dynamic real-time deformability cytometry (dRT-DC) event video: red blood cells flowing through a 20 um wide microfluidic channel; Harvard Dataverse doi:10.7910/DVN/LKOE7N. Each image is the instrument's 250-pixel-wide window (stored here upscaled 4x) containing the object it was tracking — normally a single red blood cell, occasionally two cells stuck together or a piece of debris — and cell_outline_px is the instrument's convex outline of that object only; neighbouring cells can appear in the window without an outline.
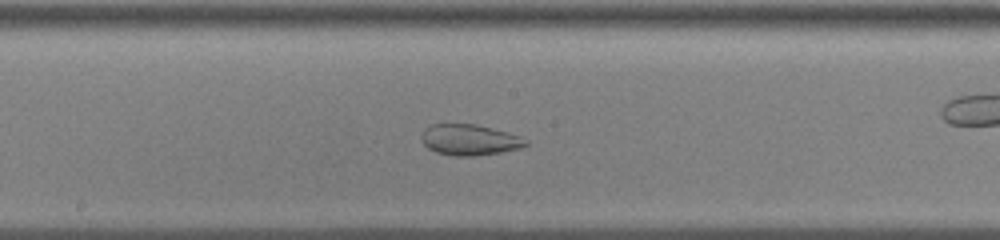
{"species": "common noctule bat (a hibernating species)", "species_latin": "Nyctalus noctula", "temperature_condition": "cold", "stored_images_in_passage": 49, "camera_frame_rate_fps": 3000, "um_per_image_px": 0.085, "animal": {"sex": "male", "body_mass_g": 13.0, "forearm_length_mm": 53.1}, "frame": {"image": 1, "passage_image": 22, "time_ms": 7.0, "image_size_px": [1000, 240], "cell_outline_px": [[528, 144], [520, 148], [500, 152], [472, 156], [452, 156], [436, 152], [428, 148], [420, 140], [420, 136], [424, 128], [428, 124], [476, 124], [508, 132], [520, 136], [528, 140]], "centroid_in_image_um": [39.87, 11.88], "position_along_channel_um": 208.3, "area_um2": 18.96}, "authors_computed_cell_mechanics": {"area_um2": 28.7266, "velocity_mm_per_s": 3.5981, "shape_relaxation_time_tau1_ms": null, "shape_relaxation_time_tau2_ms": 1.4687, "deformation_change_tau1": null, "deformation_change_tau2": 0.0601}}